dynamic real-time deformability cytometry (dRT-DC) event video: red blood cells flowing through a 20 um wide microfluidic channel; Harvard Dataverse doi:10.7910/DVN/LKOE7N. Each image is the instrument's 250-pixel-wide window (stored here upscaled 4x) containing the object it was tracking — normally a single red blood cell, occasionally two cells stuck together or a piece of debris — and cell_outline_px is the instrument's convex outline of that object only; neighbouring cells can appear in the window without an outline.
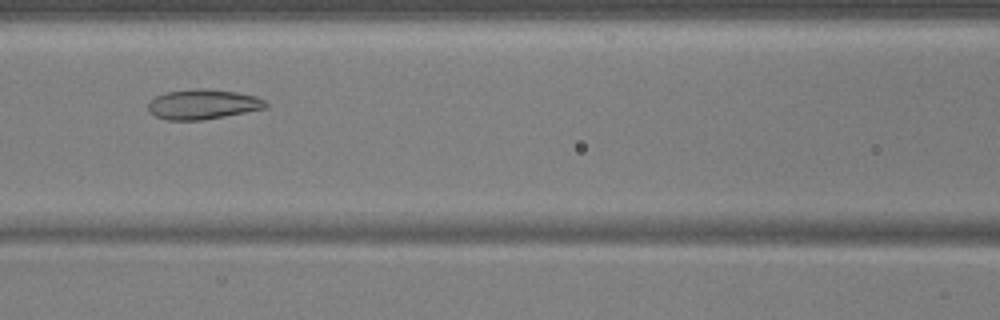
{"species": "common noctule bat (a hibernating species)", "species_latin": "Nyctalus noctula", "temperature_condition": "warm", "stored_images_in_passage": 50, "camera_frame_rate_fps": 3000, "um_per_image_px": 0.085, "animal": {"sex": "male", "body_mass_g": 17.9, "forearm_length_mm": 54.2}, "frame": {"image": 1, "passage_image": 20, "time_ms": 6.333, "image_size_px": [1000, 320], "cell_outline_px": [[268, 108], [224, 116], [200, 120], [168, 120], [156, 116], [148, 108], [148, 104], [156, 96], [168, 92], [192, 88], [204, 88], [236, 92], [256, 96], [264, 100], [268, 104]], "centroid_in_image_um": [17.28, 8.86], "position_along_channel_um": 149.3, "area_um2": 20.35}}
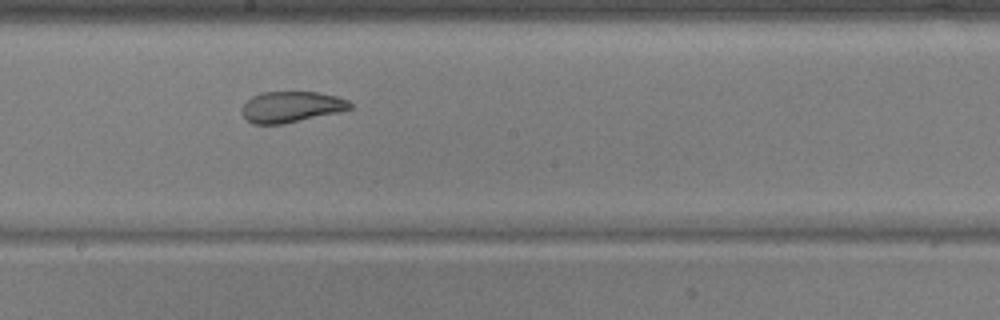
{"frame": {"image": 2, "passage_image": 26, "time_ms": 8.333, "image_size_px": [1000, 320], "cell_outline_px": [[352, 108], [336, 112], [284, 124], [252, 124], [240, 112], [240, 108], [252, 96], [264, 92], [316, 92], [336, 96], [348, 100], [352, 104]], "centroid_in_image_um": [24.72, 9.08], "position_along_channel_um": 223.5, "area_um2": 19.36}}
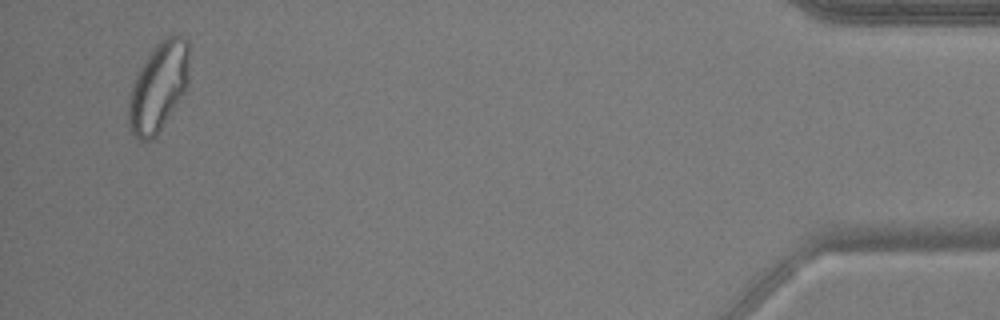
{"frame": {"image": 3, "passage_image": 48, "time_ms": 15.667, "image_size_px": [1000, 320], "cell_outline_px": [[188, 84], [184, 92], [156, 136], [144, 144], [132, 132], [128, 124], [128, 96], [132, 84], [140, 68], [152, 48], [160, 40], [168, 36], [180, 36], [188, 44]], "centroid_in_image_um": [13.44, 7.42], "position_along_channel_um": 421.8, "area_um2": 31.21}, "authors_computed_cell_mechanics": {"area_um2": 23.9003, "velocity_mm_per_s": 3.7162, "shape_relaxation_time_tau1_ms": null, "shape_relaxation_time_tau2_ms": 0.9301, "deformation_change_tau1": null, "deformation_change_tau2": 0.0582}}